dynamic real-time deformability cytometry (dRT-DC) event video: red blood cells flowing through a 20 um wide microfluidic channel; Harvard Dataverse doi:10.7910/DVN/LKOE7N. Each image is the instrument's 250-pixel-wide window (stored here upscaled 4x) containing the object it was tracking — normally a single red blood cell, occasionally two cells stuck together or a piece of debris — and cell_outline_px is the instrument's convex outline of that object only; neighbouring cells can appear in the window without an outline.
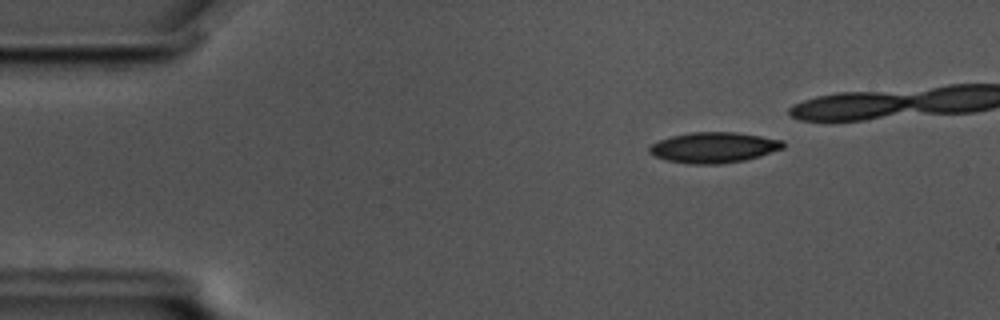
{"species": "common noctule bat (a hibernating species)", "species_latin": "Nyctalus noctula", "temperature_condition": "cold", "stored_images_in_passage": 46, "camera_frame_rate_fps": 3000, "um_per_image_px": 0.085, "animal": {"sex": "male", "body_mass_g": 17.5, "forearm_length_mm": 52.3}, "frame": {"image": 1, "passage_image": 8, "time_ms": 2.333, "image_size_px": [1000, 320], "cell_outline_px": [[784, 148], [760, 156], [744, 160], [720, 164], [688, 164], [668, 160], [656, 156], [648, 152], [648, 148], [652, 144], [660, 140], [672, 136], [692, 132], [736, 132], [784, 140]], "centroid_in_image_um": [60.69, 12.54], "position_along_channel_um": 24.3, "area_um2": 23.76}}
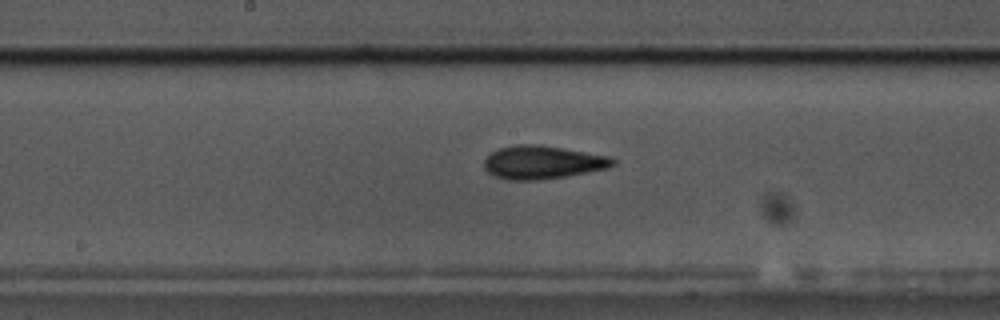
{"frame": {"image": 2, "passage_image": 29, "time_ms": 9.333, "image_size_px": [1000, 320], "cell_outline_px": [[616, 164], [608, 168], [564, 176], [536, 180], [508, 180], [496, 176], [488, 172], [484, 168], [484, 160], [492, 152], [500, 148], [516, 144], [536, 144], [608, 156], [616, 160]], "centroid_in_image_um": [46.09, 13.8], "position_along_channel_um": 202.1, "area_um2": 24.57}}
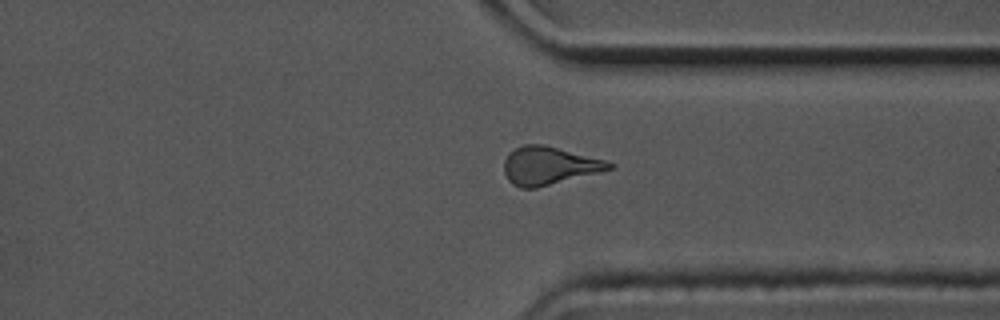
{"frame": {"image": 3, "passage_image": 43, "time_ms": 14.0, "image_size_px": [1000, 320], "cell_outline_px": [[616, 168], [536, 188], [520, 188], [512, 184], [508, 180], [504, 172], [504, 160], [508, 152], [524, 144], [544, 144], [604, 160], [616, 164]], "centroid_in_image_um": [46.66, 14.08], "position_along_channel_um": 364.7, "area_um2": 23.35}}